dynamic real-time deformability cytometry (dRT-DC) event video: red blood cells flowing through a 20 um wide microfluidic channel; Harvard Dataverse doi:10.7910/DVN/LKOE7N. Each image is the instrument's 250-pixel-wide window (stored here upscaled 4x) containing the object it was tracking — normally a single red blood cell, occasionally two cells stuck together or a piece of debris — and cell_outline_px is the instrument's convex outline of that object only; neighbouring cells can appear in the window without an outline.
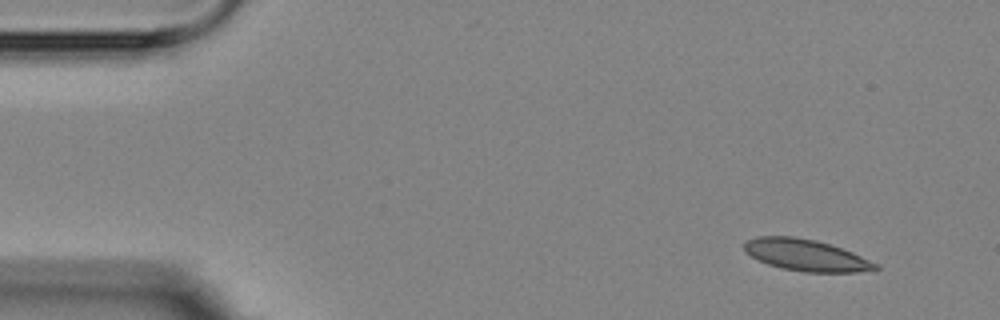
{"species": "Egyptian fruit bat (a non-hibernating species)", "species_latin": "Rousettus aegyptiacus", "temperature_condition": "room temperature", "stored_images_in_passage": 5, "camera_frame_rate_fps": 3000, "um_per_image_px": 0.085, "animal": {"sex": "female"}, "frame": {"image": 1, "passage_image": 1, "time_ms": 0.0, "image_size_px": [1000, 320], "cell_outline_px": [[880, 268], [856, 272], [804, 272], [784, 268], [768, 264], [744, 252], [744, 244], [748, 240], [756, 236], [792, 236], [816, 240], [852, 252], [880, 264]], "centroid_in_image_um": [68.52, 21.68], "position_along_channel_um": 16.5, "area_um2": 23.93}}
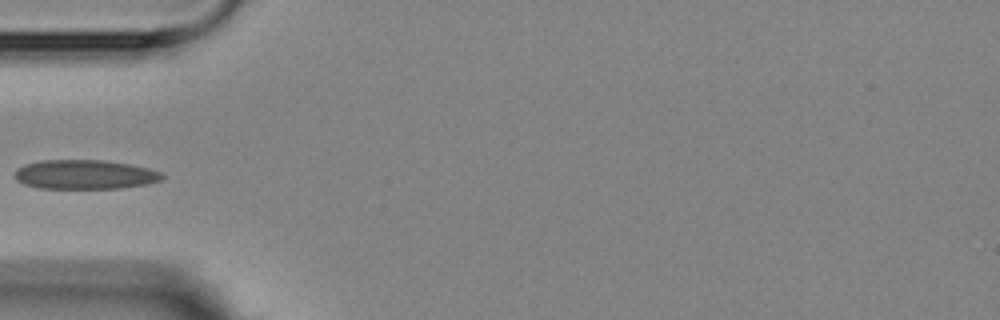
{"frame": {"image": 2, "passage_image": 4, "time_ms": 4.333, "image_size_px": [1000, 320], "cell_outline_px": [[164, 176], [160, 180], [148, 184], [120, 188], [36, 188], [24, 184], [16, 180], [12, 176], [16, 168], [24, 164], [40, 160], [104, 160], [128, 164], [148, 168], [160, 172]], "centroid_in_image_um": [7.14, 14.83], "position_along_channel_um": 77.9, "area_um2": 25.32}}
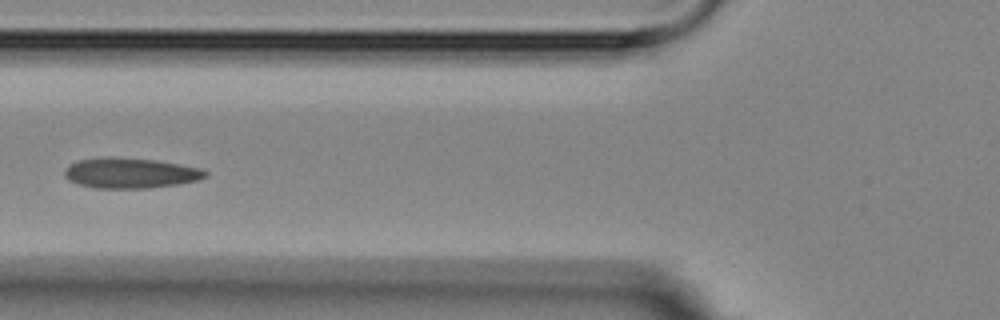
{"frame": {"image": 3, "passage_image": 5, "time_ms": 5.333, "image_size_px": [1000, 320], "cell_outline_px": [[208, 176], [196, 180], [176, 184], [148, 188], [96, 188], [80, 184], [68, 180], [64, 176], [64, 168], [68, 164], [76, 160], [108, 156], [156, 160], [204, 168], [208, 172]], "centroid_in_image_um": [11.06, 14.69], "position_along_channel_um": 114.7, "area_um2": 25.14}}